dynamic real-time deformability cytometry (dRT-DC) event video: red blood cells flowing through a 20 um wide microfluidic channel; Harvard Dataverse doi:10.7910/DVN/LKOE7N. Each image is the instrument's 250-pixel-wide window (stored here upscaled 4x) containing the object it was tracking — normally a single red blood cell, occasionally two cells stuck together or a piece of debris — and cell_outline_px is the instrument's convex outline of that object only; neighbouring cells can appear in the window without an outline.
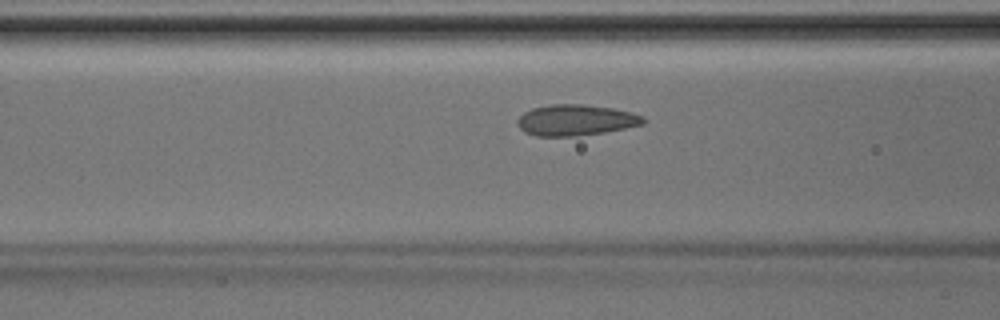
{"species": "Egyptian fruit bat (a non-hibernating species)", "species_latin": "Rousettus aegyptiacus", "temperature_condition": "room temperature", "stored_images_in_passage": 34, "camera_frame_rate_fps": 3000, "um_per_image_px": 0.085, "animal": {"sex": "male"}, "frame": {"image": 1, "passage_image": 7, "time_ms": 2.0, "image_size_px": [1000, 320], "cell_outline_px": [[648, 120], [644, 124], [604, 132], [576, 136], [536, 136], [524, 132], [516, 124], [516, 120], [524, 112], [532, 108], [552, 104], [584, 104], [612, 108], [632, 112], [644, 116]], "centroid_in_image_um": [48.94, 10.2], "position_along_channel_um": 117.7, "area_um2": 22.89}}
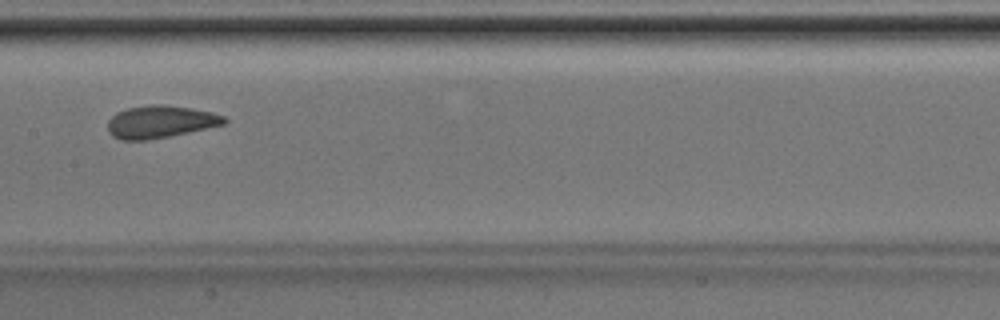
{"frame": {"image": 2, "passage_image": 12, "time_ms": 3.667, "image_size_px": [1000, 320], "cell_outline_px": [[228, 120], [224, 124], [188, 132], [148, 140], [120, 140], [112, 136], [108, 132], [108, 120], [116, 112], [128, 108], [152, 104], [164, 104], [192, 108], [212, 112], [224, 116]], "centroid_in_image_um": [13.6, 10.34], "position_along_channel_um": 193.8, "area_um2": 22.02}}
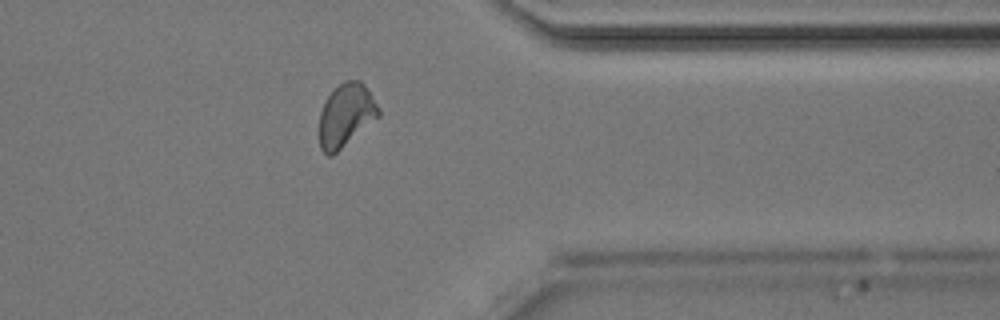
{"frame": {"image": 3, "passage_image": 25, "time_ms": 8.0, "image_size_px": [1000, 320], "cell_outline_px": [[380, 116], [332, 156], [328, 156], [320, 148], [320, 112], [328, 96], [344, 80], [360, 80], [364, 84], [380, 108]], "centroid_in_image_um": [29.42, 9.8], "position_along_channel_um": 382.0, "area_um2": 21.56}}